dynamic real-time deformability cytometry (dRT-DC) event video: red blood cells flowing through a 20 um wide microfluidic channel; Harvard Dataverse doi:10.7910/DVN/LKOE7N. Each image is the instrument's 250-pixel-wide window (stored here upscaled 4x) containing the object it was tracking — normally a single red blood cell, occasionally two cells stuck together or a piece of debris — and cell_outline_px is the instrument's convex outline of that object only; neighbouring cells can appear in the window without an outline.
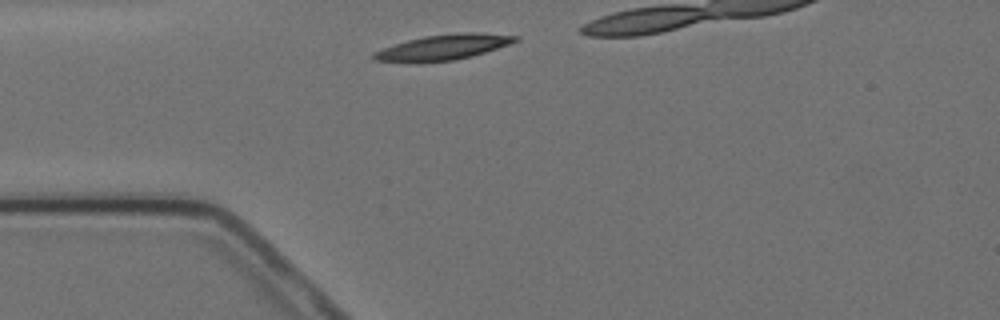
{"species": "Egyptian fruit bat (a non-hibernating species)", "species_latin": "Rousettus aegyptiacus", "temperature_condition": "cold", "stored_images_in_passage": 2, "camera_frame_rate_fps": 3000, "um_per_image_px": 0.085, "animal": {"sex": "female"}, "frame": {"image": 1, "passage_image": 1, "time_ms": 0.0, "image_size_px": [1000, 320], "cell_outline_px": [[520, 40], [472, 56], [456, 60], [420, 64], [416, 64], [376, 60], [372, 56], [372, 52], [408, 40], [424, 36], [456, 32], [480, 32], [520, 36]], "centroid_in_image_um": [37.66, 4.03], "position_along_channel_um": 47.3, "area_um2": 21.33}}